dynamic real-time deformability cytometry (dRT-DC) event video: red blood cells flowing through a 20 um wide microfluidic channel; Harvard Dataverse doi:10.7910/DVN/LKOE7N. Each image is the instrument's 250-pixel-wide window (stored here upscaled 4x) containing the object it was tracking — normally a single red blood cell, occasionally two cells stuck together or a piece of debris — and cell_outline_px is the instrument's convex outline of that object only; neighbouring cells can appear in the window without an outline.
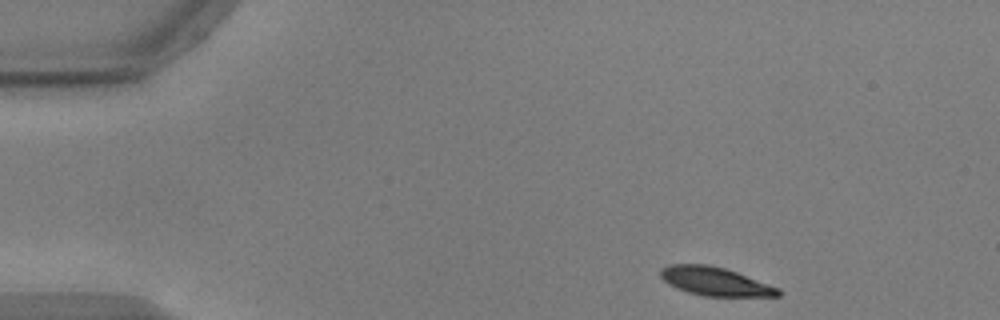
{"species": "common noctule bat (a hibernating species)", "species_latin": "Nyctalus noctula", "temperature_condition": "warm", "stored_images_in_passage": 48, "camera_frame_rate_fps": 3000, "um_per_image_px": 0.085, "animal": {"sex": "male", "body_mass_g": 17.9, "forearm_length_mm": 54.2}, "frame": {"image": 1, "passage_image": 1, "time_ms": 0.0, "image_size_px": [1000, 320], "cell_outline_px": [[780, 296], [704, 296], [688, 292], [676, 288], [668, 284], [660, 276], [660, 268], [668, 264], [708, 264], [724, 268], [736, 272], [780, 288]], "centroid_in_image_um": [60.75, 23.91], "position_along_channel_um": 24.3, "area_um2": 19.54}}
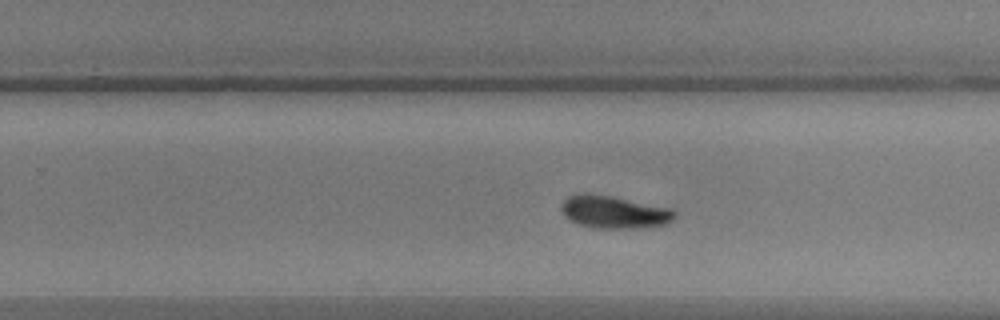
{"frame": {"image": 2, "passage_image": 28, "time_ms": 9.0, "image_size_px": [1000, 320], "cell_outline_px": [[676, 216], [672, 220], [664, 224], [644, 228], [596, 228], [580, 224], [564, 216], [560, 212], [560, 204], [568, 196], [584, 192], [612, 196], [672, 208], [676, 212]], "centroid_in_image_um": [52.18, 18.01], "position_along_channel_um": 277.6, "area_um2": 21.73}}
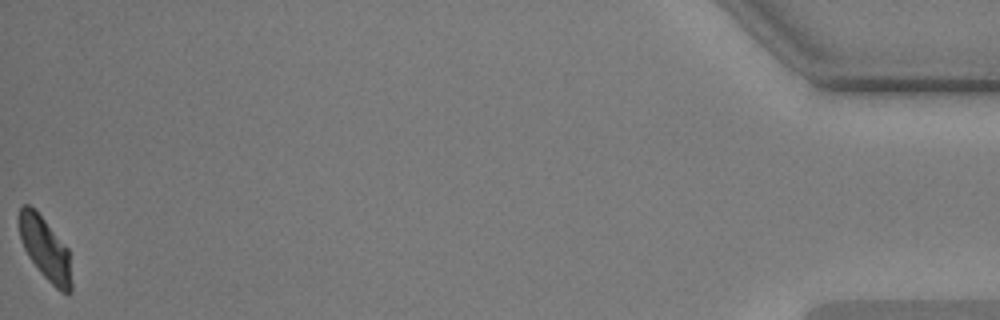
{"frame": {"image": 3, "passage_image": 48, "time_ms": 15.667, "image_size_px": [1000, 320], "cell_outline_px": [[72, 292], [60, 292], [40, 272], [28, 256], [20, 240], [16, 220], [20, 208], [24, 204], [28, 204], [44, 220], [68, 248], [72, 284]], "centroid_in_image_um": [3.81, 21.13], "position_along_channel_um": 431.4, "area_um2": 19.13}, "authors_computed_cell_mechanics": {"area_um2": 21.0681, "velocity_mm_per_s": 3.6957, "shape_relaxation_time_tau1_ms": 3.5136, "shape_relaxation_time_tau2_ms": 4.5022, "deformation_change_tau1": 0.1812, "deformation_change_tau2": 0.0814}}